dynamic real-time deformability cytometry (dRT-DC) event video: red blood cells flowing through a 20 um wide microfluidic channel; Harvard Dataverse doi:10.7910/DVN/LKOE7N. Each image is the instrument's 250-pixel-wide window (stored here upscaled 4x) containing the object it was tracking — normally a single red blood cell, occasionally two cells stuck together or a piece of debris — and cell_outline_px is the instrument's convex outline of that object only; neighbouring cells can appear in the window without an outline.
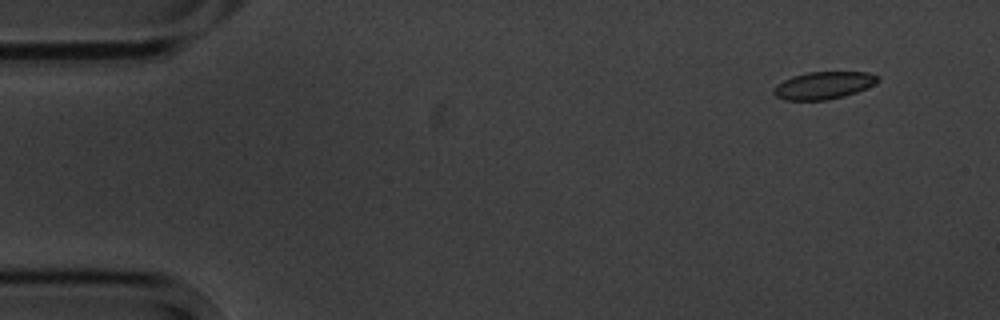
{"species": "common noctule bat (a hibernating species)", "species_latin": "Nyctalus noctula", "temperature_condition": "cold", "stored_images_in_passage": 10, "camera_frame_rate_fps": 3000, "um_per_image_px": 0.085, "animal": {"sex": "male", "body_mass_g": 20.1, "forearm_length_mm": 53.5}, "frame": {"image": 1, "passage_image": 1, "time_ms": 0.0, "image_size_px": [1000, 320], "cell_outline_px": [[880, 80], [856, 92], [844, 96], [824, 100], [784, 100], [776, 96], [772, 92], [772, 88], [776, 84], [792, 76], [808, 72], [868, 72], [876, 76]], "centroid_in_image_um": [69.93, 7.26], "position_along_channel_um": 15.1, "area_um2": 16.47}}
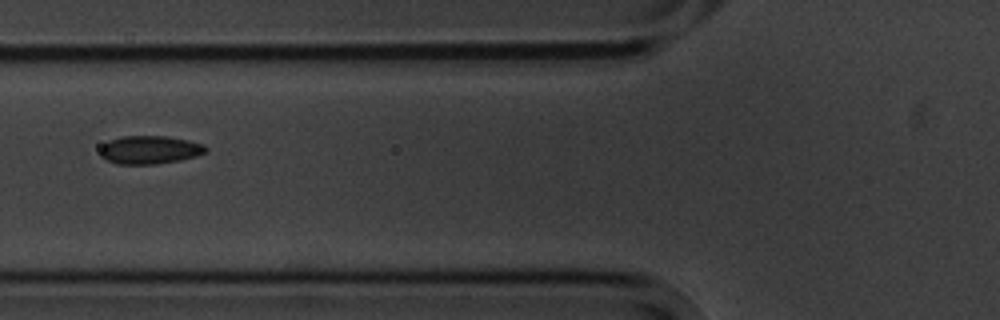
{"frame": {"image": 2, "passage_image": 6, "time_ms": 5.667, "image_size_px": [1000, 320], "cell_outline_px": [[208, 152], [196, 156], [180, 160], [156, 164], [116, 164], [100, 156], [100, 148], [108, 140], [124, 136], [168, 136], [188, 140], [204, 144], [208, 148]], "centroid_in_image_um": [12.75, 12.73], "position_along_channel_um": 113.0, "area_um2": 17.51}}
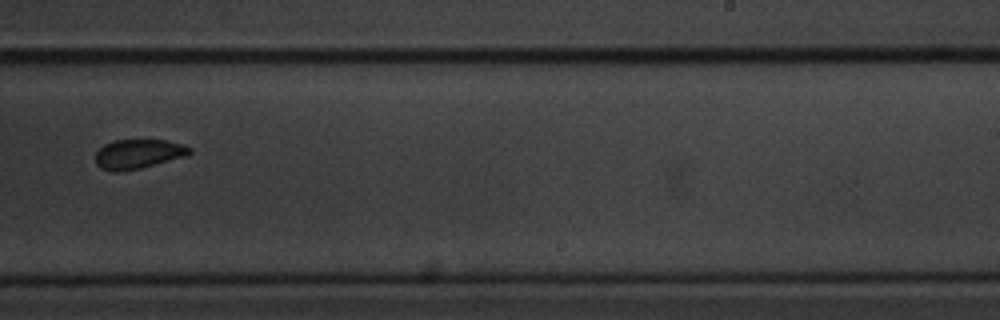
{"frame": {"image": 3, "passage_image": 10, "time_ms": 10.333, "image_size_px": [1000, 320], "cell_outline_px": [[192, 152], [188, 156], [140, 168], [116, 172], [112, 172], [100, 168], [96, 164], [96, 152], [104, 144], [112, 140], [164, 140], [180, 144], [192, 148]], "centroid_in_image_um": [11.74, 13.09], "position_along_channel_um": 277.3, "area_um2": 16.18}}